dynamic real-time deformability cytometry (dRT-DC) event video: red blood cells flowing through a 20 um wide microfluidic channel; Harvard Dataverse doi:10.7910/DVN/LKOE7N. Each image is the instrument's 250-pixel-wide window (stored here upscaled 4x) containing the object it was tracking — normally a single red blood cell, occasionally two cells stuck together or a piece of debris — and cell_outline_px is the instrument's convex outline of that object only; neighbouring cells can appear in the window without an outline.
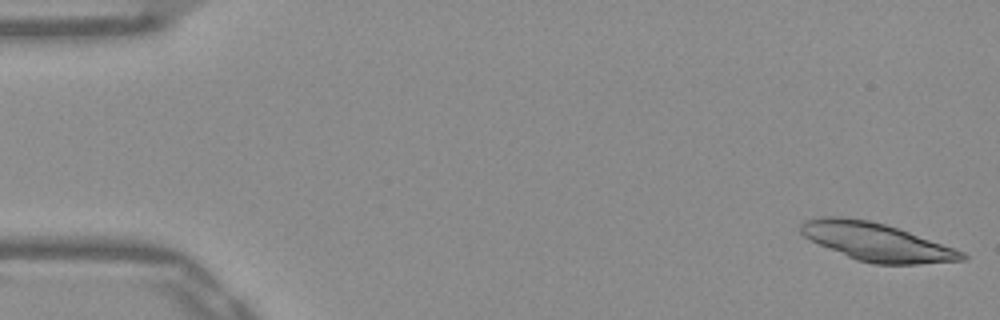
{"species": "Egyptian fruit bat (a non-hibernating species)", "species_latin": "Rousettus aegyptiacus", "temperature_condition": "warm", "stored_images_in_passage": 10, "camera_frame_rate_fps": 3000, "um_per_image_px": 0.085, "frame": {"image": 1, "passage_image": 1, "time_ms": 0.0, "image_size_px": [1000, 320], "cell_outline_px": [[968, 256], [964, 260], [916, 264], [872, 264], [856, 260], [820, 244], [804, 236], [800, 232], [800, 224], [804, 220], [820, 216], [840, 216], [868, 220], [900, 228], [964, 252]], "centroid_in_image_um": [74.49, 20.55], "position_along_channel_um": 10.5, "area_um2": 35.55}}